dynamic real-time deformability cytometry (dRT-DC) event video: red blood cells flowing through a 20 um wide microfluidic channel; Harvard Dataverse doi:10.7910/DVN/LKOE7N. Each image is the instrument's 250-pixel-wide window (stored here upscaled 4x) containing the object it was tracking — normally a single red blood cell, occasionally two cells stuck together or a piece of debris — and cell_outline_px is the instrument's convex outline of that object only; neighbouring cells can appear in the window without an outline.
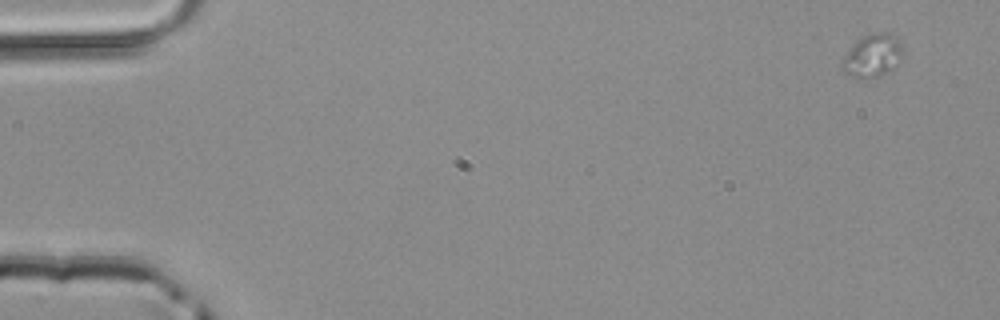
{"species": "common noctule bat (a hibernating species)", "species_latin": "Nyctalus noctula", "temperature_condition": "room temperature", "stored_images_in_passage": 49, "camera_frame_rate_fps": 3000, "um_per_image_px": 0.085, "animal": {"sex": "male", "body_mass_g": 20.4}, "frame": {"image": 1, "passage_image": 1, "time_ms": 0.0, "image_size_px": [1000, 320], "cell_outline_px": [[904, 48], [888, 68], [880, 76], [852, 76], [840, 64], [848, 52], [864, 36], [872, 32], [888, 32], [900, 40], [904, 44]], "centroid_in_image_um": [74.18, 4.65], "position_along_channel_um": 10.8, "area_um2": 13.87}}
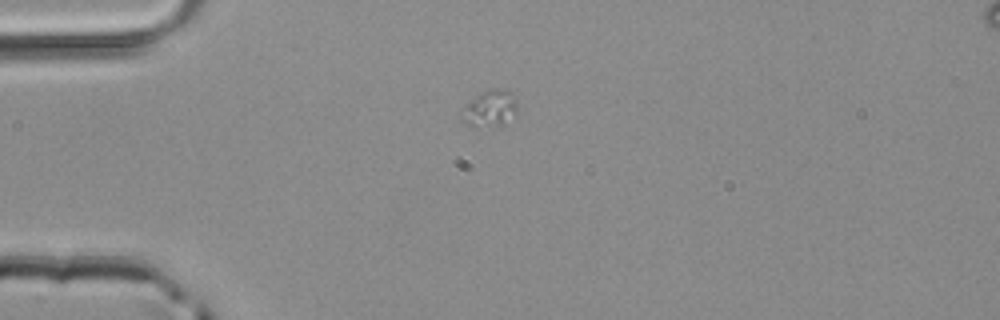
{"frame": {"image": 2, "passage_image": 12, "time_ms": 3.667, "image_size_px": [1000, 320], "cell_outline_px": [[516, 112], [504, 124], [476, 128], [472, 128], [460, 120], [460, 116], [468, 104], [480, 92], [488, 88], [504, 88], [512, 92], [516, 96]], "centroid_in_image_um": [41.64, 9.21], "position_along_channel_um": 43.4, "area_um2": 12.02}}